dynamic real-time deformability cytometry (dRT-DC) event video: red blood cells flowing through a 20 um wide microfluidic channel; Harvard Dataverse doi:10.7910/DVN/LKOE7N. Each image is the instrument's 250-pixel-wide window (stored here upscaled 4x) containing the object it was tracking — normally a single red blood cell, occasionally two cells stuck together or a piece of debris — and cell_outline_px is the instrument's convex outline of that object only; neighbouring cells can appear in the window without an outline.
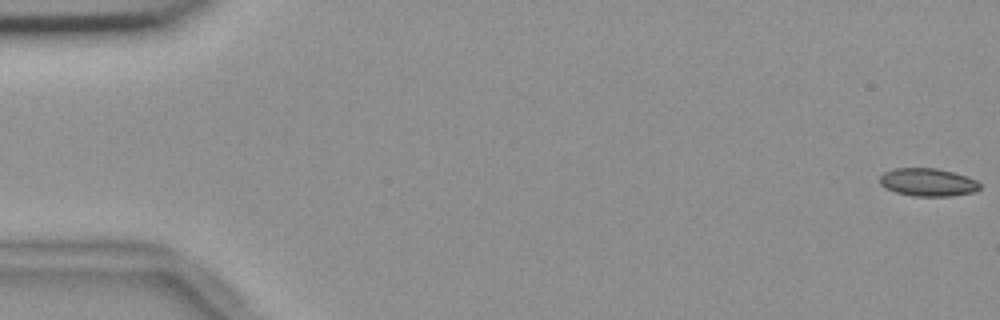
{"species": "common noctule bat (a hibernating species)", "species_latin": "Nyctalus noctula", "temperature_condition": "room temperature", "stored_images_in_passage": 56, "camera_frame_rate_fps": 3000, "um_per_image_px": 0.085, "animal": {"sex": "female", "body_mass_g": 18.4}, "frame": {"image": 1, "passage_image": 1, "time_ms": 0.0, "image_size_px": [1000, 320], "cell_outline_px": [[980, 188], [972, 192], [952, 196], [912, 196], [896, 192], [880, 184], [880, 176], [884, 172], [896, 168], [936, 168], [968, 176], [976, 180], [980, 184]], "centroid_in_image_um": [78.88, 15.49], "position_along_channel_um": 6.1, "area_um2": 16.18}}
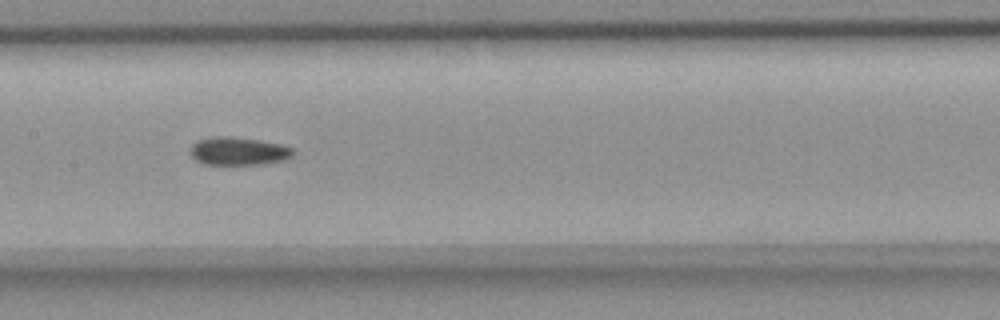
{"frame": {"image": 2, "passage_image": 28, "time_ms": 9.0, "image_size_px": [1000, 320], "cell_outline_px": [[296, 152], [292, 156], [284, 160], [260, 164], [204, 164], [196, 160], [192, 156], [192, 144], [200, 140], [212, 136], [228, 136], [260, 140], [280, 144], [292, 148]], "centroid_in_image_um": [20.3, 12.84], "position_along_channel_um": 187.1, "area_um2": 16.65}}
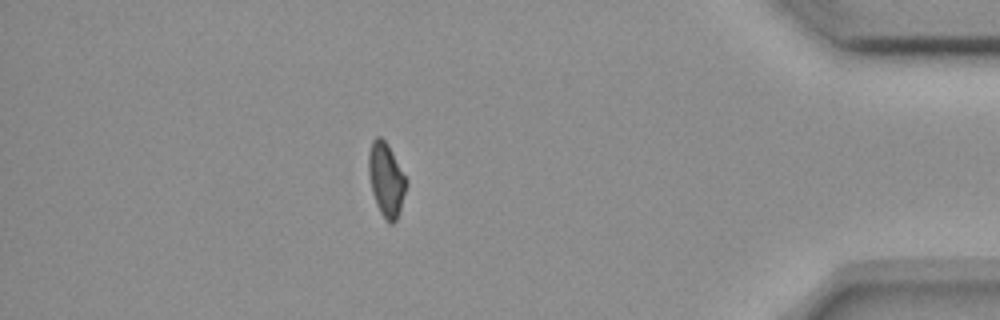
{"frame": {"image": 3, "passage_image": 49, "time_ms": 16.0, "image_size_px": [1000, 320], "cell_outline_px": [[408, 184], [400, 212], [396, 220], [392, 224], [388, 224], [380, 212], [376, 204], [372, 192], [368, 172], [368, 156], [372, 140], [376, 136], [380, 136], [388, 144], [408, 180]], "centroid_in_image_um": [32.84, 15.28], "position_along_channel_um": 402.4, "area_um2": 16.47}, "authors_computed_cell_mechanics": {"area_um2": 16.6464, "velocity_mm_per_s": 3.6862, "shape_relaxation_time_tau1_ms": null, "shape_relaxation_time_tau2_ms": 7.1767, "deformation_change_tau1": null, "deformation_change_tau2": 0.1121}}